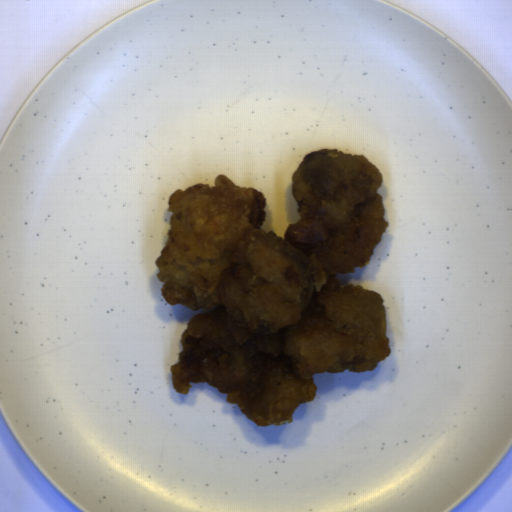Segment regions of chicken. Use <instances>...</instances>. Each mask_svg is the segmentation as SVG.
I'll use <instances>...</instances> for the list:
<instances>
[{"label": "chicken", "instance_id": "chicken-1", "mask_svg": "<svg viewBox=\"0 0 512 512\" xmlns=\"http://www.w3.org/2000/svg\"><path fill=\"white\" fill-rule=\"evenodd\" d=\"M291 177L301 218L283 238L262 229L266 196L225 174L176 190L155 259L165 301L203 309L180 337L176 392L206 383L262 427L293 421L313 374L373 371L391 352L384 299L337 278L367 265L388 225L380 170L321 148Z\"/></svg>", "mask_w": 512, "mask_h": 512}]
</instances>
